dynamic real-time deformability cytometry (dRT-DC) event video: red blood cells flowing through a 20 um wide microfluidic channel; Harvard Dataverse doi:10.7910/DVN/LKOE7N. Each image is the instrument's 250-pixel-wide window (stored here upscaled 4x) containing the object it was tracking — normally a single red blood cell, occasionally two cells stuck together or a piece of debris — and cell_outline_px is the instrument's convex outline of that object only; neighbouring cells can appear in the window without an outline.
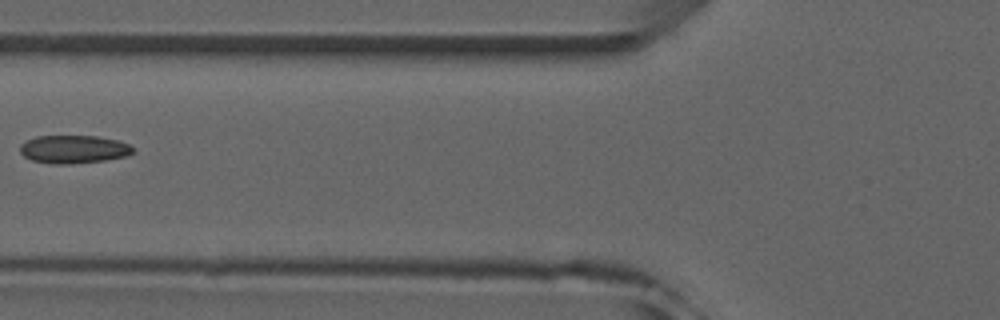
{"species": "common noctule bat (a hibernating species)", "species_latin": "Nyctalus noctula", "temperature_condition": "room temperature", "stored_images_in_passage": 7, "camera_frame_rate_fps": 3000, "um_per_image_px": 0.085, "animal": {"sex": "male", "forearm_length_mm": 52.5}, "frame": {"image": 1, "passage_image": 6, "time_ms": 6.0, "image_size_px": [1000, 320], "cell_outline_px": [[136, 152], [124, 156], [104, 160], [68, 164], [56, 164], [32, 160], [24, 156], [20, 152], [20, 144], [36, 136], [96, 136], [120, 140], [136, 148]], "centroid_in_image_um": [6.29, 12.68], "position_along_channel_um": 119.5, "area_um2": 18.5}}
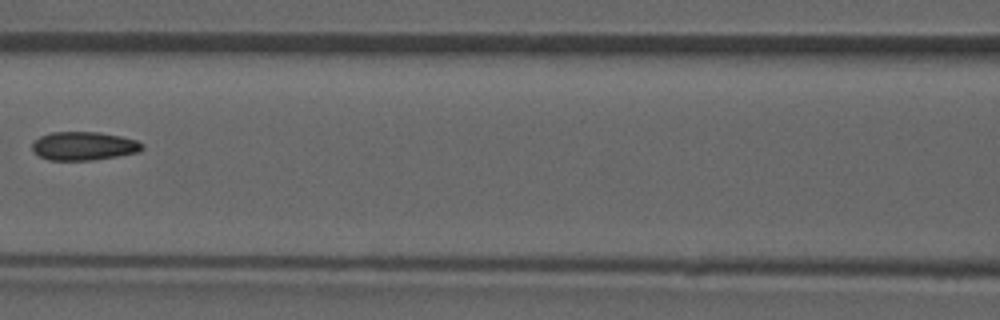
{"frame": {"image": 2, "passage_image": 7, "time_ms": 7.0, "image_size_px": [1000, 320], "cell_outline_px": [[144, 148], [140, 152], [92, 160], [48, 160], [40, 156], [32, 148], [32, 144], [40, 136], [52, 132], [100, 132], [120, 136], [136, 140], [144, 144]], "centroid_in_image_um": [7.15, 12.4], "position_along_channel_um": 159.4, "area_um2": 18.21}}